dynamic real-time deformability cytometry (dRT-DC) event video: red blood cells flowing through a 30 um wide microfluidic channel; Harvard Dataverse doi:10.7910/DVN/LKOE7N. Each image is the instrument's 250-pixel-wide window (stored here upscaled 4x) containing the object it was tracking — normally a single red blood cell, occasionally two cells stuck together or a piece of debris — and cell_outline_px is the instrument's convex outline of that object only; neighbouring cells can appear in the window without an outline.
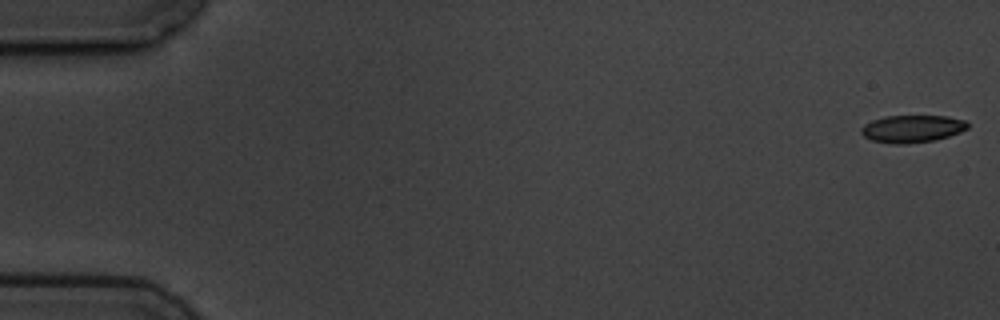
{"species": "common noctule bat (a hibernating species)", "species_latin": "Nyctalus noctula", "temperature_condition": "cold", "stored_images_in_passage": 5, "camera_frame_rate_fps": 3000, "um_per_image_px": 0.085, "animal": {"sex": "male", "body_mass_g": 19.5, "forearm_length_mm": 54.6}, "frame": {"image": 1, "passage_image": 1, "time_ms": 0.0, "image_size_px": [1000, 320], "cell_outline_px": [[968, 128], [960, 132], [936, 140], [908, 144], [892, 144], [872, 140], [864, 136], [860, 132], [860, 128], [864, 124], [872, 120], [884, 116], [948, 116], [964, 120], [968, 124]], "centroid_in_image_um": [77.51, 10.95], "position_along_channel_um": 7.5, "area_um2": 17.11}}